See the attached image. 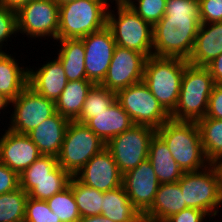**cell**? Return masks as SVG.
I'll return each mask as SVG.
<instances>
[{
	"instance_id": "obj_40",
	"label": "cell",
	"mask_w": 222,
	"mask_h": 222,
	"mask_svg": "<svg viewBox=\"0 0 222 222\" xmlns=\"http://www.w3.org/2000/svg\"><path fill=\"white\" fill-rule=\"evenodd\" d=\"M205 117L222 120V84L213 86Z\"/></svg>"
},
{
	"instance_id": "obj_30",
	"label": "cell",
	"mask_w": 222,
	"mask_h": 222,
	"mask_svg": "<svg viewBox=\"0 0 222 222\" xmlns=\"http://www.w3.org/2000/svg\"><path fill=\"white\" fill-rule=\"evenodd\" d=\"M116 100V93L100 84H94L86 96L80 115L74 120L85 124L97 113L107 110Z\"/></svg>"
},
{
	"instance_id": "obj_1",
	"label": "cell",
	"mask_w": 222,
	"mask_h": 222,
	"mask_svg": "<svg viewBox=\"0 0 222 222\" xmlns=\"http://www.w3.org/2000/svg\"><path fill=\"white\" fill-rule=\"evenodd\" d=\"M200 24L198 0H167L164 16L153 26V55L188 60Z\"/></svg>"
},
{
	"instance_id": "obj_45",
	"label": "cell",
	"mask_w": 222,
	"mask_h": 222,
	"mask_svg": "<svg viewBox=\"0 0 222 222\" xmlns=\"http://www.w3.org/2000/svg\"><path fill=\"white\" fill-rule=\"evenodd\" d=\"M10 104H11V101L0 93V110H4V109L6 110V108H8ZM0 114H1V111H0Z\"/></svg>"
},
{
	"instance_id": "obj_38",
	"label": "cell",
	"mask_w": 222,
	"mask_h": 222,
	"mask_svg": "<svg viewBox=\"0 0 222 222\" xmlns=\"http://www.w3.org/2000/svg\"><path fill=\"white\" fill-rule=\"evenodd\" d=\"M200 23L222 22V0H198Z\"/></svg>"
},
{
	"instance_id": "obj_41",
	"label": "cell",
	"mask_w": 222,
	"mask_h": 222,
	"mask_svg": "<svg viewBox=\"0 0 222 222\" xmlns=\"http://www.w3.org/2000/svg\"><path fill=\"white\" fill-rule=\"evenodd\" d=\"M208 215L196 208H186L170 216L164 222H204L203 220Z\"/></svg>"
},
{
	"instance_id": "obj_11",
	"label": "cell",
	"mask_w": 222,
	"mask_h": 222,
	"mask_svg": "<svg viewBox=\"0 0 222 222\" xmlns=\"http://www.w3.org/2000/svg\"><path fill=\"white\" fill-rule=\"evenodd\" d=\"M58 29L59 5L54 0H32L17 11V33L58 40Z\"/></svg>"
},
{
	"instance_id": "obj_26",
	"label": "cell",
	"mask_w": 222,
	"mask_h": 222,
	"mask_svg": "<svg viewBox=\"0 0 222 222\" xmlns=\"http://www.w3.org/2000/svg\"><path fill=\"white\" fill-rule=\"evenodd\" d=\"M93 85L89 80L68 81L55 102L56 112L74 121L80 115L87 93Z\"/></svg>"
},
{
	"instance_id": "obj_31",
	"label": "cell",
	"mask_w": 222,
	"mask_h": 222,
	"mask_svg": "<svg viewBox=\"0 0 222 222\" xmlns=\"http://www.w3.org/2000/svg\"><path fill=\"white\" fill-rule=\"evenodd\" d=\"M71 177L58 165L57 157L41 155L19 175V180L71 179Z\"/></svg>"
},
{
	"instance_id": "obj_14",
	"label": "cell",
	"mask_w": 222,
	"mask_h": 222,
	"mask_svg": "<svg viewBox=\"0 0 222 222\" xmlns=\"http://www.w3.org/2000/svg\"><path fill=\"white\" fill-rule=\"evenodd\" d=\"M85 48V72L93 84H101L107 74L116 46L111 29L104 28L80 38Z\"/></svg>"
},
{
	"instance_id": "obj_23",
	"label": "cell",
	"mask_w": 222,
	"mask_h": 222,
	"mask_svg": "<svg viewBox=\"0 0 222 222\" xmlns=\"http://www.w3.org/2000/svg\"><path fill=\"white\" fill-rule=\"evenodd\" d=\"M148 159L160 184L178 182L184 174L173 159L167 144L157 133L150 141Z\"/></svg>"
},
{
	"instance_id": "obj_24",
	"label": "cell",
	"mask_w": 222,
	"mask_h": 222,
	"mask_svg": "<svg viewBox=\"0 0 222 222\" xmlns=\"http://www.w3.org/2000/svg\"><path fill=\"white\" fill-rule=\"evenodd\" d=\"M11 54L0 53V93L14 100L28 86V69L19 66Z\"/></svg>"
},
{
	"instance_id": "obj_46",
	"label": "cell",
	"mask_w": 222,
	"mask_h": 222,
	"mask_svg": "<svg viewBox=\"0 0 222 222\" xmlns=\"http://www.w3.org/2000/svg\"><path fill=\"white\" fill-rule=\"evenodd\" d=\"M107 1V4H108V7L110 6V4L108 3L109 1L111 0H106ZM115 1L116 3V7L117 6H129L131 3H133L134 0H112L111 2Z\"/></svg>"
},
{
	"instance_id": "obj_34",
	"label": "cell",
	"mask_w": 222,
	"mask_h": 222,
	"mask_svg": "<svg viewBox=\"0 0 222 222\" xmlns=\"http://www.w3.org/2000/svg\"><path fill=\"white\" fill-rule=\"evenodd\" d=\"M70 179L19 180L28 197L47 200L69 185Z\"/></svg>"
},
{
	"instance_id": "obj_47",
	"label": "cell",
	"mask_w": 222,
	"mask_h": 222,
	"mask_svg": "<svg viewBox=\"0 0 222 222\" xmlns=\"http://www.w3.org/2000/svg\"><path fill=\"white\" fill-rule=\"evenodd\" d=\"M58 5L65 4L67 2L75 1V0H54Z\"/></svg>"
},
{
	"instance_id": "obj_2",
	"label": "cell",
	"mask_w": 222,
	"mask_h": 222,
	"mask_svg": "<svg viewBox=\"0 0 222 222\" xmlns=\"http://www.w3.org/2000/svg\"><path fill=\"white\" fill-rule=\"evenodd\" d=\"M156 133L167 144L183 172L199 171L211 164L205 155L197 122L170 118Z\"/></svg>"
},
{
	"instance_id": "obj_10",
	"label": "cell",
	"mask_w": 222,
	"mask_h": 222,
	"mask_svg": "<svg viewBox=\"0 0 222 222\" xmlns=\"http://www.w3.org/2000/svg\"><path fill=\"white\" fill-rule=\"evenodd\" d=\"M155 133L156 129L150 126L134 124L106 143L122 175L148 158L149 144Z\"/></svg>"
},
{
	"instance_id": "obj_20",
	"label": "cell",
	"mask_w": 222,
	"mask_h": 222,
	"mask_svg": "<svg viewBox=\"0 0 222 222\" xmlns=\"http://www.w3.org/2000/svg\"><path fill=\"white\" fill-rule=\"evenodd\" d=\"M222 53V22L201 23L189 64L207 66Z\"/></svg>"
},
{
	"instance_id": "obj_4",
	"label": "cell",
	"mask_w": 222,
	"mask_h": 222,
	"mask_svg": "<svg viewBox=\"0 0 222 222\" xmlns=\"http://www.w3.org/2000/svg\"><path fill=\"white\" fill-rule=\"evenodd\" d=\"M187 64L188 61L182 58L155 55L145 62L142 81L169 114L176 108Z\"/></svg>"
},
{
	"instance_id": "obj_16",
	"label": "cell",
	"mask_w": 222,
	"mask_h": 222,
	"mask_svg": "<svg viewBox=\"0 0 222 222\" xmlns=\"http://www.w3.org/2000/svg\"><path fill=\"white\" fill-rule=\"evenodd\" d=\"M74 177L101 192L122 186V174L106 147L94 155Z\"/></svg>"
},
{
	"instance_id": "obj_37",
	"label": "cell",
	"mask_w": 222,
	"mask_h": 222,
	"mask_svg": "<svg viewBox=\"0 0 222 222\" xmlns=\"http://www.w3.org/2000/svg\"><path fill=\"white\" fill-rule=\"evenodd\" d=\"M17 35V12L0 5V53L4 52L2 48L11 38L12 35ZM4 44V45H3Z\"/></svg>"
},
{
	"instance_id": "obj_22",
	"label": "cell",
	"mask_w": 222,
	"mask_h": 222,
	"mask_svg": "<svg viewBox=\"0 0 222 222\" xmlns=\"http://www.w3.org/2000/svg\"><path fill=\"white\" fill-rule=\"evenodd\" d=\"M85 125L106 144L113 137L128 130L134 123L120 103L115 100L107 110L97 113Z\"/></svg>"
},
{
	"instance_id": "obj_15",
	"label": "cell",
	"mask_w": 222,
	"mask_h": 222,
	"mask_svg": "<svg viewBox=\"0 0 222 222\" xmlns=\"http://www.w3.org/2000/svg\"><path fill=\"white\" fill-rule=\"evenodd\" d=\"M159 181L147 158L122 175V186L134 207L143 215L152 205Z\"/></svg>"
},
{
	"instance_id": "obj_8",
	"label": "cell",
	"mask_w": 222,
	"mask_h": 222,
	"mask_svg": "<svg viewBox=\"0 0 222 222\" xmlns=\"http://www.w3.org/2000/svg\"><path fill=\"white\" fill-rule=\"evenodd\" d=\"M106 144L85 124L70 121L57 156L60 165L75 176Z\"/></svg>"
},
{
	"instance_id": "obj_27",
	"label": "cell",
	"mask_w": 222,
	"mask_h": 222,
	"mask_svg": "<svg viewBox=\"0 0 222 222\" xmlns=\"http://www.w3.org/2000/svg\"><path fill=\"white\" fill-rule=\"evenodd\" d=\"M61 45L57 58L68 81L88 80L85 72V48L81 39L56 40Z\"/></svg>"
},
{
	"instance_id": "obj_32",
	"label": "cell",
	"mask_w": 222,
	"mask_h": 222,
	"mask_svg": "<svg viewBox=\"0 0 222 222\" xmlns=\"http://www.w3.org/2000/svg\"><path fill=\"white\" fill-rule=\"evenodd\" d=\"M28 194L21 188L0 195V222H24Z\"/></svg>"
},
{
	"instance_id": "obj_33",
	"label": "cell",
	"mask_w": 222,
	"mask_h": 222,
	"mask_svg": "<svg viewBox=\"0 0 222 222\" xmlns=\"http://www.w3.org/2000/svg\"><path fill=\"white\" fill-rule=\"evenodd\" d=\"M46 202L61 222H79L81 215L70 185L47 199Z\"/></svg>"
},
{
	"instance_id": "obj_35",
	"label": "cell",
	"mask_w": 222,
	"mask_h": 222,
	"mask_svg": "<svg viewBox=\"0 0 222 222\" xmlns=\"http://www.w3.org/2000/svg\"><path fill=\"white\" fill-rule=\"evenodd\" d=\"M166 2L167 0H134L129 7L144 21L154 26L164 16Z\"/></svg>"
},
{
	"instance_id": "obj_29",
	"label": "cell",
	"mask_w": 222,
	"mask_h": 222,
	"mask_svg": "<svg viewBox=\"0 0 222 222\" xmlns=\"http://www.w3.org/2000/svg\"><path fill=\"white\" fill-rule=\"evenodd\" d=\"M69 185L81 217L101 215L103 192L84 185L74 176L71 177Z\"/></svg>"
},
{
	"instance_id": "obj_9",
	"label": "cell",
	"mask_w": 222,
	"mask_h": 222,
	"mask_svg": "<svg viewBox=\"0 0 222 222\" xmlns=\"http://www.w3.org/2000/svg\"><path fill=\"white\" fill-rule=\"evenodd\" d=\"M116 100L129 114L134 124L158 129L170 119V114L152 95L143 81L119 90L116 93Z\"/></svg>"
},
{
	"instance_id": "obj_25",
	"label": "cell",
	"mask_w": 222,
	"mask_h": 222,
	"mask_svg": "<svg viewBox=\"0 0 222 222\" xmlns=\"http://www.w3.org/2000/svg\"><path fill=\"white\" fill-rule=\"evenodd\" d=\"M101 215L114 222H144L143 216L129 200L123 186L103 192Z\"/></svg>"
},
{
	"instance_id": "obj_48",
	"label": "cell",
	"mask_w": 222,
	"mask_h": 222,
	"mask_svg": "<svg viewBox=\"0 0 222 222\" xmlns=\"http://www.w3.org/2000/svg\"><path fill=\"white\" fill-rule=\"evenodd\" d=\"M220 169L222 171V162L219 163Z\"/></svg>"
},
{
	"instance_id": "obj_17",
	"label": "cell",
	"mask_w": 222,
	"mask_h": 222,
	"mask_svg": "<svg viewBox=\"0 0 222 222\" xmlns=\"http://www.w3.org/2000/svg\"><path fill=\"white\" fill-rule=\"evenodd\" d=\"M0 137V162L20 175L42 154L27 134L6 129Z\"/></svg>"
},
{
	"instance_id": "obj_21",
	"label": "cell",
	"mask_w": 222,
	"mask_h": 222,
	"mask_svg": "<svg viewBox=\"0 0 222 222\" xmlns=\"http://www.w3.org/2000/svg\"><path fill=\"white\" fill-rule=\"evenodd\" d=\"M188 208L178 182L159 185L151 207L142 215L144 222H164L170 216Z\"/></svg>"
},
{
	"instance_id": "obj_19",
	"label": "cell",
	"mask_w": 222,
	"mask_h": 222,
	"mask_svg": "<svg viewBox=\"0 0 222 222\" xmlns=\"http://www.w3.org/2000/svg\"><path fill=\"white\" fill-rule=\"evenodd\" d=\"M69 122V119L55 112L27 135L42 155L57 157Z\"/></svg>"
},
{
	"instance_id": "obj_18",
	"label": "cell",
	"mask_w": 222,
	"mask_h": 222,
	"mask_svg": "<svg viewBox=\"0 0 222 222\" xmlns=\"http://www.w3.org/2000/svg\"><path fill=\"white\" fill-rule=\"evenodd\" d=\"M41 66L36 70L28 69V86L37 94L56 102L68 82L63 65L56 57Z\"/></svg>"
},
{
	"instance_id": "obj_44",
	"label": "cell",
	"mask_w": 222,
	"mask_h": 222,
	"mask_svg": "<svg viewBox=\"0 0 222 222\" xmlns=\"http://www.w3.org/2000/svg\"><path fill=\"white\" fill-rule=\"evenodd\" d=\"M79 222H114L103 215L81 217Z\"/></svg>"
},
{
	"instance_id": "obj_5",
	"label": "cell",
	"mask_w": 222,
	"mask_h": 222,
	"mask_svg": "<svg viewBox=\"0 0 222 222\" xmlns=\"http://www.w3.org/2000/svg\"><path fill=\"white\" fill-rule=\"evenodd\" d=\"M188 208L205 212L211 219L222 206V171L219 164L195 171L184 172L178 181Z\"/></svg>"
},
{
	"instance_id": "obj_36",
	"label": "cell",
	"mask_w": 222,
	"mask_h": 222,
	"mask_svg": "<svg viewBox=\"0 0 222 222\" xmlns=\"http://www.w3.org/2000/svg\"><path fill=\"white\" fill-rule=\"evenodd\" d=\"M24 222H61L45 200L27 198Z\"/></svg>"
},
{
	"instance_id": "obj_42",
	"label": "cell",
	"mask_w": 222,
	"mask_h": 222,
	"mask_svg": "<svg viewBox=\"0 0 222 222\" xmlns=\"http://www.w3.org/2000/svg\"><path fill=\"white\" fill-rule=\"evenodd\" d=\"M206 67L210 71L214 84H222V53Z\"/></svg>"
},
{
	"instance_id": "obj_3",
	"label": "cell",
	"mask_w": 222,
	"mask_h": 222,
	"mask_svg": "<svg viewBox=\"0 0 222 222\" xmlns=\"http://www.w3.org/2000/svg\"><path fill=\"white\" fill-rule=\"evenodd\" d=\"M214 85L207 67L188 63L182 76L177 105L170 114V118L194 122L204 118Z\"/></svg>"
},
{
	"instance_id": "obj_12",
	"label": "cell",
	"mask_w": 222,
	"mask_h": 222,
	"mask_svg": "<svg viewBox=\"0 0 222 222\" xmlns=\"http://www.w3.org/2000/svg\"><path fill=\"white\" fill-rule=\"evenodd\" d=\"M12 111L7 129L27 134L55 112V102L34 92L27 86L11 101Z\"/></svg>"
},
{
	"instance_id": "obj_13",
	"label": "cell",
	"mask_w": 222,
	"mask_h": 222,
	"mask_svg": "<svg viewBox=\"0 0 222 222\" xmlns=\"http://www.w3.org/2000/svg\"><path fill=\"white\" fill-rule=\"evenodd\" d=\"M147 57L138 51L115 46L107 74L100 84L117 93L143 80Z\"/></svg>"
},
{
	"instance_id": "obj_43",
	"label": "cell",
	"mask_w": 222,
	"mask_h": 222,
	"mask_svg": "<svg viewBox=\"0 0 222 222\" xmlns=\"http://www.w3.org/2000/svg\"><path fill=\"white\" fill-rule=\"evenodd\" d=\"M31 1L32 0H0V5L17 12L23 5Z\"/></svg>"
},
{
	"instance_id": "obj_39",
	"label": "cell",
	"mask_w": 222,
	"mask_h": 222,
	"mask_svg": "<svg viewBox=\"0 0 222 222\" xmlns=\"http://www.w3.org/2000/svg\"><path fill=\"white\" fill-rule=\"evenodd\" d=\"M19 175L0 162V195L19 188Z\"/></svg>"
},
{
	"instance_id": "obj_7",
	"label": "cell",
	"mask_w": 222,
	"mask_h": 222,
	"mask_svg": "<svg viewBox=\"0 0 222 222\" xmlns=\"http://www.w3.org/2000/svg\"><path fill=\"white\" fill-rule=\"evenodd\" d=\"M117 13L108 9L107 26L117 46L153 55V26L144 21L131 7L117 6Z\"/></svg>"
},
{
	"instance_id": "obj_6",
	"label": "cell",
	"mask_w": 222,
	"mask_h": 222,
	"mask_svg": "<svg viewBox=\"0 0 222 222\" xmlns=\"http://www.w3.org/2000/svg\"><path fill=\"white\" fill-rule=\"evenodd\" d=\"M106 0H75L59 5L58 40L80 39L107 25Z\"/></svg>"
},
{
	"instance_id": "obj_28",
	"label": "cell",
	"mask_w": 222,
	"mask_h": 222,
	"mask_svg": "<svg viewBox=\"0 0 222 222\" xmlns=\"http://www.w3.org/2000/svg\"><path fill=\"white\" fill-rule=\"evenodd\" d=\"M201 142L211 164L222 162V120L204 117L197 121Z\"/></svg>"
}]
</instances>
